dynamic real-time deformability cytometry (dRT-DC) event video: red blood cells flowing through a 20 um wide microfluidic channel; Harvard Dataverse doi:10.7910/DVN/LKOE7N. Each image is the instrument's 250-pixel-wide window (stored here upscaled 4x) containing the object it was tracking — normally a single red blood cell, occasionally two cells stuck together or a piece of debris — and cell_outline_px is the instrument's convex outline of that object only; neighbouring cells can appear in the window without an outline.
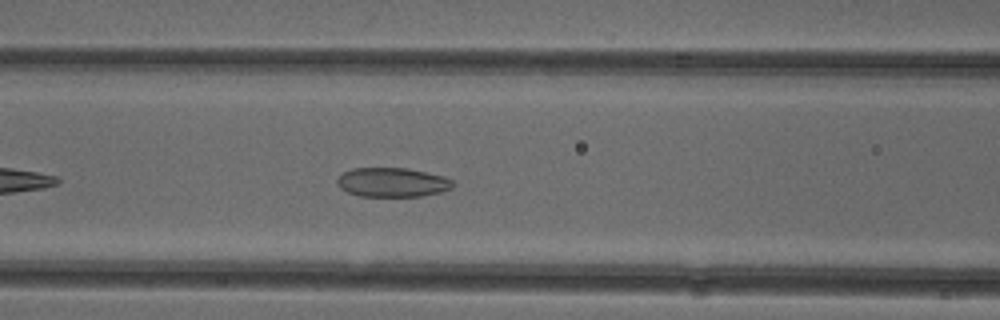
{"species": "common noctule bat (a hibernating species)", "species_latin": "Nyctalus noctula", "temperature_condition": "cold", "stored_images_in_passage": 39, "camera_frame_rate_fps": 3000, "um_per_image_px": 0.085, "animal": {"sex": "female"}, "frame": {"image": 1, "passage_image": 9, "time_ms": 2.667, "image_size_px": [1000, 320], "cell_outline_px": [[452, 188], [440, 192], [420, 196], [360, 196], [348, 192], [340, 188], [336, 184], [336, 180], [344, 172], [352, 168], [408, 168], [444, 176], [452, 180]], "centroid_in_image_um": [33.33, 15.49], "position_along_channel_um": 133.3, "area_um2": 19.65}}
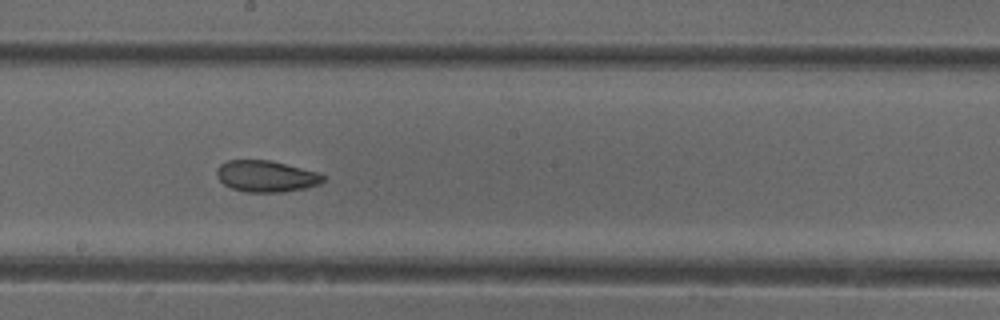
{"frame": {"image": 2, "passage_image": 16, "time_ms": 5.0, "image_size_px": [1000, 320], "cell_outline_px": [[324, 180], [320, 184], [304, 188], [280, 192], [244, 192], [232, 188], [224, 184], [216, 176], [216, 168], [220, 164], [228, 160], [272, 160], [316, 172], [324, 176]], "centroid_in_image_um": [22.58, 14.97], "position_along_channel_um": 225.6, "area_um2": 19.42}}
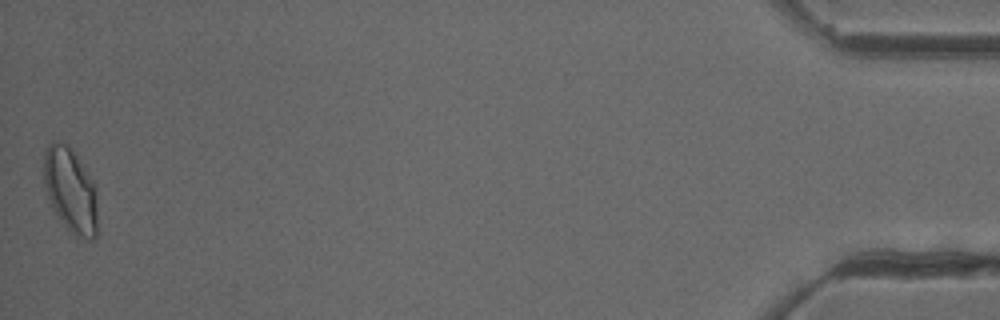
{"frame": {"image": 3, "passage_image": 39, "time_ms": 12.667, "image_size_px": [1000, 320], "cell_outline_px": [[96, 236], [92, 240], [88, 240], [76, 236], [52, 212], [44, 188], [44, 152], [48, 144], [52, 140], [60, 140], [72, 152], [92, 180], [96, 188]], "centroid_in_image_um": [5.95, 16.2], "position_along_channel_um": 429.3, "area_um2": 26.41}, "authors_computed_cell_mechanics": {"area_um2": 20.4034, "velocity_mm_per_s": 3.9522, "shape_relaxation_time_tau1_ms": null, "shape_relaxation_time_tau2_ms": 2.1683, "deformation_change_tau1": null, "deformation_change_tau2": 0.0745}}